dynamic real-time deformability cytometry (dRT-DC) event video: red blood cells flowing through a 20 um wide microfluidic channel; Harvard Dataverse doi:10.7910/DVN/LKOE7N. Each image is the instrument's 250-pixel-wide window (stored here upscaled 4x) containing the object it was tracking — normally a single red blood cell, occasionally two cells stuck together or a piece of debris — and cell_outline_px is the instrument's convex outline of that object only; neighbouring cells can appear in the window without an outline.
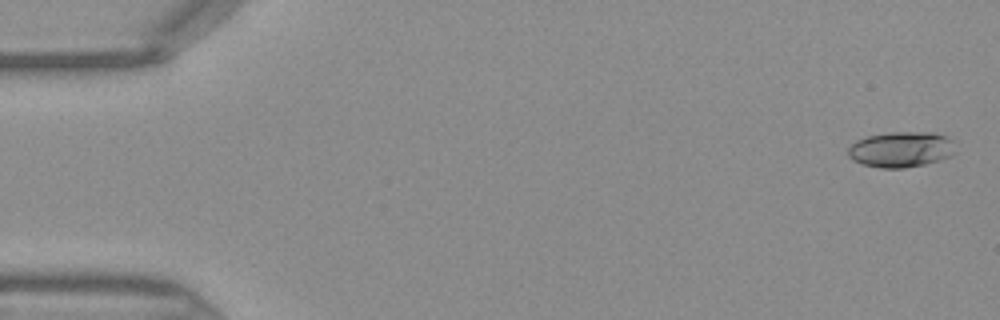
{"species": "Egyptian fruit bat (a non-hibernating species)", "species_latin": "Rousettus aegyptiacus", "temperature_condition": "warm", "stored_images_in_passage": 9, "camera_frame_rate_fps": 3000, "um_per_image_px": 0.085, "frame": {"image": 1, "passage_image": 1, "time_ms": 0.0, "image_size_px": [1000, 320], "cell_outline_px": [[956, 152], [952, 156], [924, 164], [904, 168], [880, 168], [864, 164], [852, 160], [848, 156], [848, 148], [856, 140], [868, 136], [892, 132], [932, 132], [944, 136], [952, 140]], "centroid_in_image_um": [76.59, 12.7], "position_along_channel_um": 8.4, "area_um2": 22.25}}